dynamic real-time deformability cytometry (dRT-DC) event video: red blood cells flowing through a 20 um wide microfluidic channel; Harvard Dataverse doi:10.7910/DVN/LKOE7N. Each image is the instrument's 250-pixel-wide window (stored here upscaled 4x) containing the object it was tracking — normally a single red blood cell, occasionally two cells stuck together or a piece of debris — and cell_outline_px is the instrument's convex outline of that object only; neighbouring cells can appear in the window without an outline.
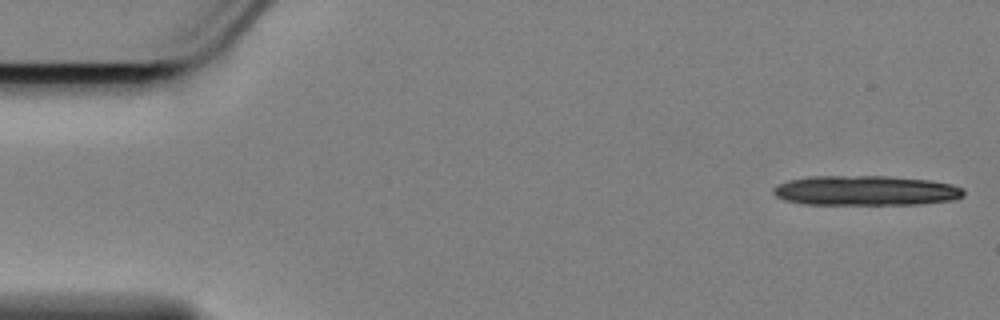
{"species": "Egyptian fruit bat (a non-hibernating species)", "species_latin": "Rousettus aegyptiacus", "temperature_condition": "cold", "stored_images_in_passage": 11, "camera_frame_rate_fps": 3000, "um_per_image_px": 0.085, "animal": {"sex": "female"}, "frame": {"image": 1, "passage_image": 1, "time_ms": 0.0, "image_size_px": [1000, 320], "cell_outline_px": [[964, 196], [956, 200], [920, 204], [804, 204], [784, 200], [776, 196], [772, 192], [772, 188], [788, 180], [812, 176], [888, 176], [928, 180], [952, 184], [964, 188]], "centroid_in_image_um": [73.61, 16.2], "position_along_channel_um": 11.4, "area_um2": 33.29}}